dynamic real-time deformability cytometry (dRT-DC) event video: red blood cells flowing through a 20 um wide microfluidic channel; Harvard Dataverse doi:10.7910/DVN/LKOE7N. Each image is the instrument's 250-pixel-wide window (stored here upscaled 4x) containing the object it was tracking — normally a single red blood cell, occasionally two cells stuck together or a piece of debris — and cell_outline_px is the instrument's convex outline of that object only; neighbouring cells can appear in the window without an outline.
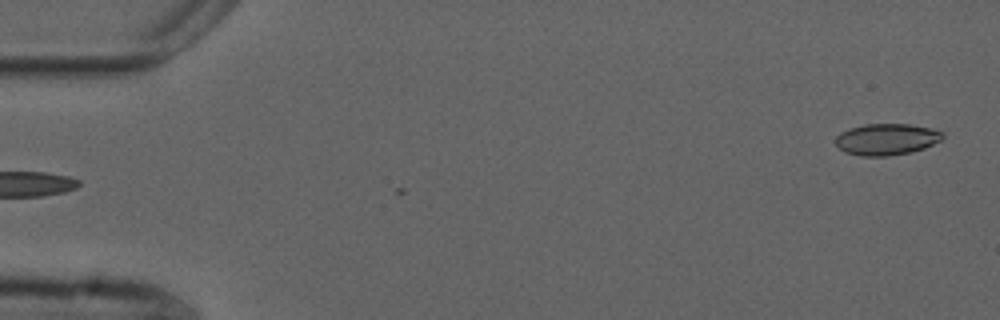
{"species": "common noctule bat (a hibernating species)", "species_latin": "Nyctalus noctula", "temperature_condition": "cold", "stored_images_in_passage": 4, "camera_frame_rate_fps": 3000, "um_per_image_px": 0.085, "animal": {"sex": "male", "forearm_length_mm": 52.5}, "frame": {"image": 1, "passage_image": 2, "time_ms": 0.333, "image_size_px": [1000, 320], "cell_outline_px": [[944, 136], [940, 140], [924, 148], [912, 152], [888, 156], [860, 156], [844, 152], [836, 144], [836, 136], [840, 132], [848, 128], [864, 124], [908, 124], [932, 128], [944, 132]], "centroid_in_image_um": [75.34, 11.84], "position_along_channel_um": 9.7, "area_um2": 19.77}}